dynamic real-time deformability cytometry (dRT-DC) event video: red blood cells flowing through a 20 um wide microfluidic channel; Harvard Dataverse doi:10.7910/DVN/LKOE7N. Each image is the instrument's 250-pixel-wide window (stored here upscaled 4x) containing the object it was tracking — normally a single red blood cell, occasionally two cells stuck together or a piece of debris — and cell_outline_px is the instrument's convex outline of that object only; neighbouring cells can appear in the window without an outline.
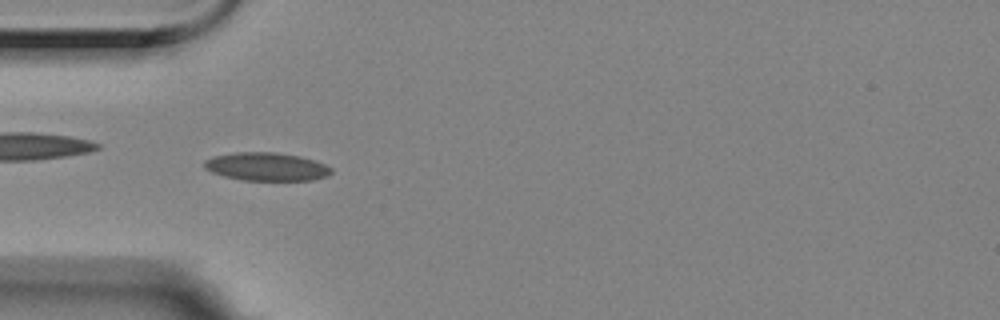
{"species": "Egyptian fruit bat (a non-hibernating species)", "species_latin": "Rousettus aegyptiacus", "temperature_condition": "room temperature", "stored_images_in_passage": 48, "camera_frame_rate_fps": 3000, "um_per_image_px": 0.085, "animal": {"sex": "female"}, "frame": {"image": 1, "passage_image": 9, "time_ms": 2.667, "image_size_px": [1000, 320], "cell_outline_px": [[332, 172], [328, 176], [312, 180], [240, 180], [224, 176], [212, 172], [204, 168], [204, 160], [212, 156], [236, 152], [276, 152], [300, 156], [316, 160], [332, 168]], "centroid_in_image_um": [22.65, 14.16], "position_along_channel_um": 62.3, "area_um2": 21.04}}
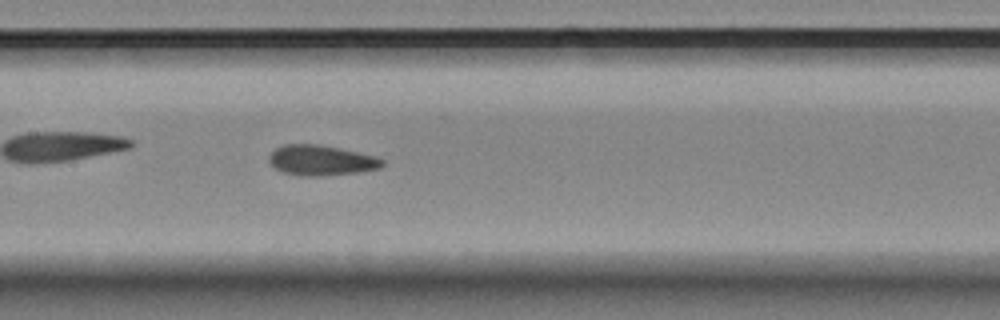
{"frame": {"image": 2, "passage_image": 19, "time_ms": 6.0, "image_size_px": [1000, 320], "cell_outline_px": [[384, 164], [380, 168], [360, 172], [320, 176], [300, 176], [284, 172], [276, 168], [268, 160], [268, 156], [276, 148], [284, 144], [320, 144], [340, 148], [376, 156], [384, 160]], "centroid_in_image_um": [27.32, 13.62], "position_along_channel_um": 180.1, "area_um2": 20.06}}
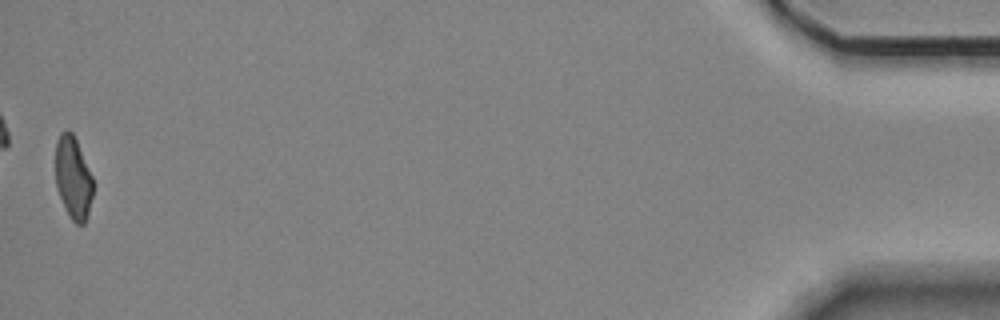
{"frame": {"image": 3, "passage_image": 48, "time_ms": 15.667, "image_size_px": [1000, 320], "cell_outline_px": [[92, 196], [88, 216], [84, 224], [76, 224], [72, 220], [60, 196], [56, 184], [56, 140], [60, 132], [68, 128], [72, 132], [76, 140], [92, 176]], "centroid_in_image_um": [6.21, 15.08], "position_along_channel_um": 429.0, "area_um2": 17.8}, "authors_computed_cell_mechanics": {"area_um2": 19.941, "velocity_mm_per_s": 3.5313, "shape_relaxation_time_tau1_ms": null, "shape_relaxation_time_tau2_ms": 2.7143, "deformation_change_tau1": null, "deformation_change_tau2": 0.0794}}